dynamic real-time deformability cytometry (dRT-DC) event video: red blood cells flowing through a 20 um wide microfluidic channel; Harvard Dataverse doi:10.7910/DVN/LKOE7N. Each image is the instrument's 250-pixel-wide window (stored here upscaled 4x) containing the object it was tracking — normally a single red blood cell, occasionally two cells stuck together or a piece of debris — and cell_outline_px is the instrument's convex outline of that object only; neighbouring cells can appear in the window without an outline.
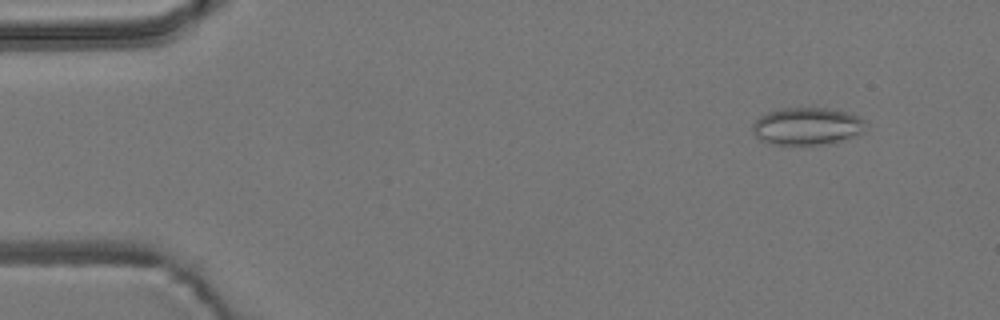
{"species": "common noctule bat (a hibernating species)", "species_latin": "Nyctalus noctula", "temperature_condition": "room temperature", "stored_images_in_passage": 4, "camera_frame_rate_fps": 3000, "um_per_image_px": 0.085, "animal": {"sex": "male", "body_mass_g": 19.2, "forearm_length_mm": 51.8}, "frame": {"image": 1, "passage_image": 1, "time_ms": 0.0, "image_size_px": [1000, 320], "cell_outline_px": [[864, 120], [860, 132], [852, 136], [828, 144], [776, 144], [760, 140], [752, 132], [752, 124], [760, 116], [768, 112], [780, 108], [824, 108], [848, 112]], "centroid_in_image_um": [68.52, 10.72], "position_along_channel_um": 16.5, "area_um2": 24.16}}